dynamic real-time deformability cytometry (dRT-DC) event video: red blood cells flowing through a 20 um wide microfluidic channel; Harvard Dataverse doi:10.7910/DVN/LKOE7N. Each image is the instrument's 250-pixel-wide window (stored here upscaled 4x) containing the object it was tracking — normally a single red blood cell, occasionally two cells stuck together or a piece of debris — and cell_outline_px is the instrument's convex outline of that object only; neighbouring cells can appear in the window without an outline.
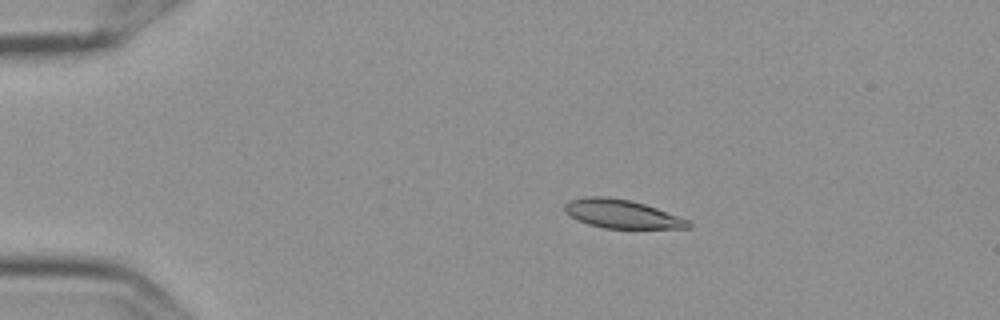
{"species": "Egyptian fruit bat (a non-hibernating species)", "species_latin": "Rousettus aegyptiacus", "temperature_condition": "cold", "stored_images_in_passage": 6, "camera_frame_rate_fps": 3000, "um_per_image_px": 0.085, "frame": {"image": 1, "passage_image": 4, "time_ms": 1.0, "image_size_px": [1000, 320], "cell_outline_px": [[692, 228], [604, 228], [588, 224], [572, 216], [564, 208], [564, 204], [568, 200], [584, 196], [608, 196], [632, 200], [656, 208], [688, 220], [692, 224]], "centroid_in_image_um": [52.85, 18.17], "position_along_channel_um": 32.2, "area_um2": 20.46}}